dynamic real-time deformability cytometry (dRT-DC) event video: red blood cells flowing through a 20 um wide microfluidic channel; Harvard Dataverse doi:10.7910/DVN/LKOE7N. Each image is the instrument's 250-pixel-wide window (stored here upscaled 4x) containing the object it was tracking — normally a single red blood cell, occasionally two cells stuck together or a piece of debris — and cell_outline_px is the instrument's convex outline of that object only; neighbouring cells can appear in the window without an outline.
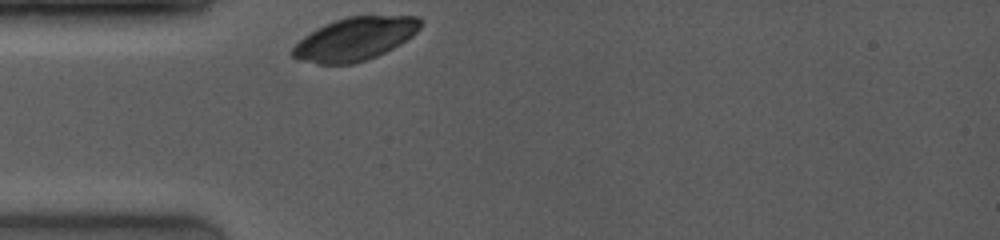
{"species": "common noctule bat (a hibernating species)", "species_latin": "Nyctalus noctula", "temperature_condition": "room temperature", "stored_images_in_passage": 16, "camera_frame_rate_fps": 4000, "um_per_image_px": 0.085, "animal": {"sex": "female", "body_mass_g": 19.0, "forearm_length_mm": 53.3}, "frame": {"image": 1, "passage_image": 1, "time_ms": 0.0, "image_size_px": [1000, 240], "cell_outline_px": [[424, 20], [420, 28], [412, 36], [392, 48], [376, 56], [352, 64], [320, 64], [300, 60], [292, 56], [292, 48], [304, 36], [336, 20], [348, 16], [420, 16]], "centroid_in_image_um": [30.21, 3.3], "position_along_channel_um": 54.8, "area_um2": 31.62}}